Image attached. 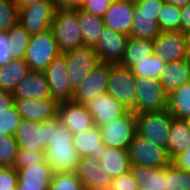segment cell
<instances>
[{
	"instance_id": "1",
	"label": "cell",
	"mask_w": 190,
	"mask_h": 190,
	"mask_svg": "<svg viewBox=\"0 0 190 190\" xmlns=\"http://www.w3.org/2000/svg\"><path fill=\"white\" fill-rule=\"evenodd\" d=\"M80 158L74 147L73 133L57 116V130L45 151V160L54 173H71L76 172Z\"/></svg>"
},
{
	"instance_id": "2",
	"label": "cell",
	"mask_w": 190,
	"mask_h": 190,
	"mask_svg": "<svg viewBox=\"0 0 190 190\" xmlns=\"http://www.w3.org/2000/svg\"><path fill=\"white\" fill-rule=\"evenodd\" d=\"M57 130V116L44 122L21 119L14 137L19 148L33 152H45L53 142Z\"/></svg>"
},
{
	"instance_id": "3",
	"label": "cell",
	"mask_w": 190,
	"mask_h": 190,
	"mask_svg": "<svg viewBox=\"0 0 190 190\" xmlns=\"http://www.w3.org/2000/svg\"><path fill=\"white\" fill-rule=\"evenodd\" d=\"M51 30L61 53L84 46L78 16L73 9H56Z\"/></svg>"
},
{
	"instance_id": "4",
	"label": "cell",
	"mask_w": 190,
	"mask_h": 190,
	"mask_svg": "<svg viewBox=\"0 0 190 190\" xmlns=\"http://www.w3.org/2000/svg\"><path fill=\"white\" fill-rule=\"evenodd\" d=\"M165 0H140L135 3L130 37L154 40L161 30L157 23Z\"/></svg>"
},
{
	"instance_id": "5",
	"label": "cell",
	"mask_w": 190,
	"mask_h": 190,
	"mask_svg": "<svg viewBox=\"0 0 190 190\" xmlns=\"http://www.w3.org/2000/svg\"><path fill=\"white\" fill-rule=\"evenodd\" d=\"M57 42L51 29L32 35L24 57L31 71H44L60 54Z\"/></svg>"
},
{
	"instance_id": "6",
	"label": "cell",
	"mask_w": 190,
	"mask_h": 190,
	"mask_svg": "<svg viewBox=\"0 0 190 190\" xmlns=\"http://www.w3.org/2000/svg\"><path fill=\"white\" fill-rule=\"evenodd\" d=\"M136 132L159 147L167 149L173 116L168 110L135 114Z\"/></svg>"
},
{
	"instance_id": "7",
	"label": "cell",
	"mask_w": 190,
	"mask_h": 190,
	"mask_svg": "<svg viewBox=\"0 0 190 190\" xmlns=\"http://www.w3.org/2000/svg\"><path fill=\"white\" fill-rule=\"evenodd\" d=\"M136 79L131 69L111 63L106 93L132 111L136 103Z\"/></svg>"
},
{
	"instance_id": "8",
	"label": "cell",
	"mask_w": 190,
	"mask_h": 190,
	"mask_svg": "<svg viewBox=\"0 0 190 190\" xmlns=\"http://www.w3.org/2000/svg\"><path fill=\"white\" fill-rule=\"evenodd\" d=\"M136 87L134 114L168 110V93L159 79L137 78Z\"/></svg>"
},
{
	"instance_id": "9",
	"label": "cell",
	"mask_w": 190,
	"mask_h": 190,
	"mask_svg": "<svg viewBox=\"0 0 190 190\" xmlns=\"http://www.w3.org/2000/svg\"><path fill=\"white\" fill-rule=\"evenodd\" d=\"M63 54L66 59L70 86L75 91L100 61L95 50L90 46L71 49Z\"/></svg>"
},
{
	"instance_id": "10",
	"label": "cell",
	"mask_w": 190,
	"mask_h": 190,
	"mask_svg": "<svg viewBox=\"0 0 190 190\" xmlns=\"http://www.w3.org/2000/svg\"><path fill=\"white\" fill-rule=\"evenodd\" d=\"M127 150L130 162L134 165L161 168L171 163V158L165 148L157 146L137 133Z\"/></svg>"
},
{
	"instance_id": "11",
	"label": "cell",
	"mask_w": 190,
	"mask_h": 190,
	"mask_svg": "<svg viewBox=\"0 0 190 190\" xmlns=\"http://www.w3.org/2000/svg\"><path fill=\"white\" fill-rule=\"evenodd\" d=\"M102 142L106 147L127 150L136 132V118L132 111L100 126Z\"/></svg>"
},
{
	"instance_id": "12",
	"label": "cell",
	"mask_w": 190,
	"mask_h": 190,
	"mask_svg": "<svg viewBox=\"0 0 190 190\" xmlns=\"http://www.w3.org/2000/svg\"><path fill=\"white\" fill-rule=\"evenodd\" d=\"M52 0H41L19 10L18 22L30 35H37L51 29L55 13Z\"/></svg>"
},
{
	"instance_id": "13",
	"label": "cell",
	"mask_w": 190,
	"mask_h": 190,
	"mask_svg": "<svg viewBox=\"0 0 190 190\" xmlns=\"http://www.w3.org/2000/svg\"><path fill=\"white\" fill-rule=\"evenodd\" d=\"M50 88L52 98L58 102L72 101V90L67 73L65 55L60 53L43 71Z\"/></svg>"
},
{
	"instance_id": "14",
	"label": "cell",
	"mask_w": 190,
	"mask_h": 190,
	"mask_svg": "<svg viewBox=\"0 0 190 190\" xmlns=\"http://www.w3.org/2000/svg\"><path fill=\"white\" fill-rule=\"evenodd\" d=\"M110 71L111 63L100 62L74 91L72 101L85 104L106 93Z\"/></svg>"
},
{
	"instance_id": "15",
	"label": "cell",
	"mask_w": 190,
	"mask_h": 190,
	"mask_svg": "<svg viewBox=\"0 0 190 190\" xmlns=\"http://www.w3.org/2000/svg\"><path fill=\"white\" fill-rule=\"evenodd\" d=\"M129 37L105 27L98 43L93 47L99 61L119 64L124 57Z\"/></svg>"
},
{
	"instance_id": "16",
	"label": "cell",
	"mask_w": 190,
	"mask_h": 190,
	"mask_svg": "<svg viewBox=\"0 0 190 190\" xmlns=\"http://www.w3.org/2000/svg\"><path fill=\"white\" fill-rule=\"evenodd\" d=\"M152 41L153 54L166 63L187 59L182 31H161Z\"/></svg>"
},
{
	"instance_id": "17",
	"label": "cell",
	"mask_w": 190,
	"mask_h": 190,
	"mask_svg": "<svg viewBox=\"0 0 190 190\" xmlns=\"http://www.w3.org/2000/svg\"><path fill=\"white\" fill-rule=\"evenodd\" d=\"M101 162L93 157H82L77 165L76 175L85 190H110L112 178L100 171Z\"/></svg>"
},
{
	"instance_id": "18",
	"label": "cell",
	"mask_w": 190,
	"mask_h": 190,
	"mask_svg": "<svg viewBox=\"0 0 190 190\" xmlns=\"http://www.w3.org/2000/svg\"><path fill=\"white\" fill-rule=\"evenodd\" d=\"M84 106L92 115L94 125L99 127L108 121L124 116L129 111L114 97L107 93L93 98L86 102Z\"/></svg>"
},
{
	"instance_id": "19",
	"label": "cell",
	"mask_w": 190,
	"mask_h": 190,
	"mask_svg": "<svg viewBox=\"0 0 190 190\" xmlns=\"http://www.w3.org/2000/svg\"><path fill=\"white\" fill-rule=\"evenodd\" d=\"M57 116L73 134L82 133L94 126L92 115L84 104L73 101L59 102Z\"/></svg>"
},
{
	"instance_id": "20",
	"label": "cell",
	"mask_w": 190,
	"mask_h": 190,
	"mask_svg": "<svg viewBox=\"0 0 190 190\" xmlns=\"http://www.w3.org/2000/svg\"><path fill=\"white\" fill-rule=\"evenodd\" d=\"M59 102L55 98L15 99V107L22 119L44 122L58 114Z\"/></svg>"
},
{
	"instance_id": "21",
	"label": "cell",
	"mask_w": 190,
	"mask_h": 190,
	"mask_svg": "<svg viewBox=\"0 0 190 190\" xmlns=\"http://www.w3.org/2000/svg\"><path fill=\"white\" fill-rule=\"evenodd\" d=\"M17 190H48L54 174L50 164L44 160L40 164H30L17 170Z\"/></svg>"
},
{
	"instance_id": "22",
	"label": "cell",
	"mask_w": 190,
	"mask_h": 190,
	"mask_svg": "<svg viewBox=\"0 0 190 190\" xmlns=\"http://www.w3.org/2000/svg\"><path fill=\"white\" fill-rule=\"evenodd\" d=\"M135 3L130 0H114L105 16V27L111 30L130 36L134 18Z\"/></svg>"
},
{
	"instance_id": "23",
	"label": "cell",
	"mask_w": 190,
	"mask_h": 190,
	"mask_svg": "<svg viewBox=\"0 0 190 190\" xmlns=\"http://www.w3.org/2000/svg\"><path fill=\"white\" fill-rule=\"evenodd\" d=\"M14 99L51 98L50 88L42 71H29L12 92Z\"/></svg>"
},
{
	"instance_id": "24",
	"label": "cell",
	"mask_w": 190,
	"mask_h": 190,
	"mask_svg": "<svg viewBox=\"0 0 190 190\" xmlns=\"http://www.w3.org/2000/svg\"><path fill=\"white\" fill-rule=\"evenodd\" d=\"M73 140L75 150L81 158L93 157L100 160L106 149L99 126L94 125L82 133L73 134Z\"/></svg>"
},
{
	"instance_id": "25",
	"label": "cell",
	"mask_w": 190,
	"mask_h": 190,
	"mask_svg": "<svg viewBox=\"0 0 190 190\" xmlns=\"http://www.w3.org/2000/svg\"><path fill=\"white\" fill-rule=\"evenodd\" d=\"M159 82L168 94L190 82V59L166 63L159 75Z\"/></svg>"
},
{
	"instance_id": "26",
	"label": "cell",
	"mask_w": 190,
	"mask_h": 190,
	"mask_svg": "<svg viewBox=\"0 0 190 190\" xmlns=\"http://www.w3.org/2000/svg\"><path fill=\"white\" fill-rule=\"evenodd\" d=\"M129 171L139 190H165V167L153 168L131 164Z\"/></svg>"
},
{
	"instance_id": "27",
	"label": "cell",
	"mask_w": 190,
	"mask_h": 190,
	"mask_svg": "<svg viewBox=\"0 0 190 190\" xmlns=\"http://www.w3.org/2000/svg\"><path fill=\"white\" fill-rule=\"evenodd\" d=\"M101 172L109 174L112 179L129 172L131 162L128 150L106 147L101 155Z\"/></svg>"
},
{
	"instance_id": "28",
	"label": "cell",
	"mask_w": 190,
	"mask_h": 190,
	"mask_svg": "<svg viewBox=\"0 0 190 190\" xmlns=\"http://www.w3.org/2000/svg\"><path fill=\"white\" fill-rule=\"evenodd\" d=\"M190 146V127L187 120L173 117L169 130L167 153L171 160Z\"/></svg>"
},
{
	"instance_id": "29",
	"label": "cell",
	"mask_w": 190,
	"mask_h": 190,
	"mask_svg": "<svg viewBox=\"0 0 190 190\" xmlns=\"http://www.w3.org/2000/svg\"><path fill=\"white\" fill-rule=\"evenodd\" d=\"M78 16L81 32L83 35L84 46L94 47L105 28L103 17L88 13L81 8L73 9Z\"/></svg>"
},
{
	"instance_id": "30",
	"label": "cell",
	"mask_w": 190,
	"mask_h": 190,
	"mask_svg": "<svg viewBox=\"0 0 190 190\" xmlns=\"http://www.w3.org/2000/svg\"><path fill=\"white\" fill-rule=\"evenodd\" d=\"M153 54V41L129 37L120 66L131 69L136 61H143Z\"/></svg>"
},
{
	"instance_id": "31",
	"label": "cell",
	"mask_w": 190,
	"mask_h": 190,
	"mask_svg": "<svg viewBox=\"0 0 190 190\" xmlns=\"http://www.w3.org/2000/svg\"><path fill=\"white\" fill-rule=\"evenodd\" d=\"M29 71L24 59H13L0 66V89L12 93Z\"/></svg>"
},
{
	"instance_id": "32",
	"label": "cell",
	"mask_w": 190,
	"mask_h": 190,
	"mask_svg": "<svg viewBox=\"0 0 190 190\" xmlns=\"http://www.w3.org/2000/svg\"><path fill=\"white\" fill-rule=\"evenodd\" d=\"M168 111L177 119L190 118V82L168 94Z\"/></svg>"
},
{
	"instance_id": "33",
	"label": "cell",
	"mask_w": 190,
	"mask_h": 190,
	"mask_svg": "<svg viewBox=\"0 0 190 190\" xmlns=\"http://www.w3.org/2000/svg\"><path fill=\"white\" fill-rule=\"evenodd\" d=\"M7 36L10 42L12 58L24 59L31 36L19 22L7 32Z\"/></svg>"
},
{
	"instance_id": "34",
	"label": "cell",
	"mask_w": 190,
	"mask_h": 190,
	"mask_svg": "<svg viewBox=\"0 0 190 190\" xmlns=\"http://www.w3.org/2000/svg\"><path fill=\"white\" fill-rule=\"evenodd\" d=\"M165 66V61L161 60L157 55L152 54L150 58L136 61L131 70L136 78L159 79V75Z\"/></svg>"
},
{
	"instance_id": "35",
	"label": "cell",
	"mask_w": 190,
	"mask_h": 190,
	"mask_svg": "<svg viewBox=\"0 0 190 190\" xmlns=\"http://www.w3.org/2000/svg\"><path fill=\"white\" fill-rule=\"evenodd\" d=\"M165 190H190V172L170 163L165 167Z\"/></svg>"
},
{
	"instance_id": "36",
	"label": "cell",
	"mask_w": 190,
	"mask_h": 190,
	"mask_svg": "<svg viewBox=\"0 0 190 190\" xmlns=\"http://www.w3.org/2000/svg\"><path fill=\"white\" fill-rule=\"evenodd\" d=\"M157 23L161 31H181V10L169 3H164Z\"/></svg>"
},
{
	"instance_id": "37",
	"label": "cell",
	"mask_w": 190,
	"mask_h": 190,
	"mask_svg": "<svg viewBox=\"0 0 190 190\" xmlns=\"http://www.w3.org/2000/svg\"><path fill=\"white\" fill-rule=\"evenodd\" d=\"M18 149L19 146L14 136L0 134V166L14 167Z\"/></svg>"
},
{
	"instance_id": "38",
	"label": "cell",
	"mask_w": 190,
	"mask_h": 190,
	"mask_svg": "<svg viewBox=\"0 0 190 190\" xmlns=\"http://www.w3.org/2000/svg\"><path fill=\"white\" fill-rule=\"evenodd\" d=\"M18 17L14 0H0V32L7 33L18 22Z\"/></svg>"
},
{
	"instance_id": "39",
	"label": "cell",
	"mask_w": 190,
	"mask_h": 190,
	"mask_svg": "<svg viewBox=\"0 0 190 190\" xmlns=\"http://www.w3.org/2000/svg\"><path fill=\"white\" fill-rule=\"evenodd\" d=\"M48 190H85L75 172L54 173Z\"/></svg>"
},
{
	"instance_id": "40",
	"label": "cell",
	"mask_w": 190,
	"mask_h": 190,
	"mask_svg": "<svg viewBox=\"0 0 190 190\" xmlns=\"http://www.w3.org/2000/svg\"><path fill=\"white\" fill-rule=\"evenodd\" d=\"M21 119L15 105L7 111H1L0 134L14 136Z\"/></svg>"
},
{
	"instance_id": "41",
	"label": "cell",
	"mask_w": 190,
	"mask_h": 190,
	"mask_svg": "<svg viewBox=\"0 0 190 190\" xmlns=\"http://www.w3.org/2000/svg\"><path fill=\"white\" fill-rule=\"evenodd\" d=\"M45 160V152H33L19 148L14 168L16 170L30 166V164H40Z\"/></svg>"
},
{
	"instance_id": "42",
	"label": "cell",
	"mask_w": 190,
	"mask_h": 190,
	"mask_svg": "<svg viewBox=\"0 0 190 190\" xmlns=\"http://www.w3.org/2000/svg\"><path fill=\"white\" fill-rule=\"evenodd\" d=\"M18 173L14 167L0 166V190H17Z\"/></svg>"
},
{
	"instance_id": "43",
	"label": "cell",
	"mask_w": 190,
	"mask_h": 190,
	"mask_svg": "<svg viewBox=\"0 0 190 190\" xmlns=\"http://www.w3.org/2000/svg\"><path fill=\"white\" fill-rule=\"evenodd\" d=\"M110 190H139V187L129 171L112 179Z\"/></svg>"
},
{
	"instance_id": "44",
	"label": "cell",
	"mask_w": 190,
	"mask_h": 190,
	"mask_svg": "<svg viewBox=\"0 0 190 190\" xmlns=\"http://www.w3.org/2000/svg\"><path fill=\"white\" fill-rule=\"evenodd\" d=\"M113 1L114 0H87L81 9L96 16L104 17Z\"/></svg>"
},
{
	"instance_id": "45",
	"label": "cell",
	"mask_w": 190,
	"mask_h": 190,
	"mask_svg": "<svg viewBox=\"0 0 190 190\" xmlns=\"http://www.w3.org/2000/svg\"><path fill=\"white\" fill-rule=\"evenodd\" d=\"M10 42L7 33L0 32V66L12 61Z\"/></svg>"
},
{
	"instance_id": "46",
	"label": "cell",
	"mask_w": 190,
	"mask_h": 190,
	"mask_svg": "<svg viewBox=\"0 0 190 190\" xmlns=\"http://www.w3.org/2000/svg\"><path fill=\"white\" fill-rule=\"evenodd\" d=\"M171 163L183 171L190 172V146L180 154L176 155L171 160Z\"/></svg>"
},
{
	"instance_id": "47",
	"label": "cell",
	"mask_w": 190,
	"mask_h": 190,
	"mask_svg": "<svg viewBox=\"0 0 190 190\" xmlns=\"http://www.w3.org/2000/svg\"><path fill=\"white\" fill-rule=\"evenodd\" d=\"M87 0H52L55 9L81 8Z\"/></svg>"
},
{
	"instance_id": "48",
	"label": "cell",
	"mask_w": 190,
	"mask_h": 190,
	"mask_svg": "<svg viewBox=\"0 0 190 190\" xmlns=\"http://www.w3.org/2000/svg\"><path fill=\"white\" fill-rule=\"evenodd\" d=\"M15 105L13 94L0 89V112L7 111Z\"/></svg>"
},
{
	"instance_id": "49",
	"label": "cell",
	"mask_w": 190,
	"mask_h": 190,
	"mask_svg": "<svg viewBox=\"0 0 190 190\" xmlns=\"http://www.w3.org/2000/svg\"><path fill=\"white\" fill-rule=\"evenodd\" d=\"M181 31L183 33L190 31V3L181 8Z\"/></svg>"
},
{
	"instance_id": "50",
	"label": "cell",
	"mask_w": 190,
	"mask_h": 190,
	"mask_svg": "<svg viewBox=\"0 0 190 190\" xmlns=\"http://www.w3.org/2000/svg\"><path fill=\"white\" fill-rule=\"evenodd\" d=\"M39 1H41V0H14L16 6L18 7V10H20L26 6L33 5Z\"/></svg>"
},
{
	"instance_id": "51",
	"label": "cell",
	"mask_w": 190,
	"mask_h": 190,
	"mask_svg": "<svg viewBox=\"0 0 190 190\" xmlns=\"http://www.w3.org/2000/svg\"><path fill=\"white\" fill-rule=\"evenodd\" d=\"M165 2L181 9L188 5L190 0H165Z\"/></svg>"
},
{
	"instance_id": "52",
	"label": "cell",
	"mask_w": 190,
	"mask_h": 190,
	"mask_svg": "<svg viewBox=\"0 0 190 190\" xmlns=\"http://www.w3.org/2000/svg\"><path fill=\"white\" fill-rule=\"evenodd\" d=\"M184 41L187 58L190 59V31L184 33Z\"/></svg>"
},
{
	"instance_id": "53",
	"label": "cell",
	"mask_w": 190,
	"mask_h": 190,
	"mask_svg": "<svg viewBox=\"0 0 190 190\" xmlns=\"http://www.w3.org/2000/svg\"><path fill=\"white\" fill-rule=\"evenodd\" d=\"M130 1H133L134 3H136V2H138V1H140V0H130Z\"/></svg>"
},
{
	"instance_id": "54",
	"label": "cell",
	"mask_w": 190,
	"mask_h": 190,
	"mask_svg": "<svg viewBox=\"0 0 190 190\" xmlns=\"http://www.w3.org/2000/svg\"><path fill=\"white\" fill-rule=\"evenodd\" d=\"M187 122H188V124H189V127H190V118H189V119H187Z\"/></svg>"
}]
</instances>
